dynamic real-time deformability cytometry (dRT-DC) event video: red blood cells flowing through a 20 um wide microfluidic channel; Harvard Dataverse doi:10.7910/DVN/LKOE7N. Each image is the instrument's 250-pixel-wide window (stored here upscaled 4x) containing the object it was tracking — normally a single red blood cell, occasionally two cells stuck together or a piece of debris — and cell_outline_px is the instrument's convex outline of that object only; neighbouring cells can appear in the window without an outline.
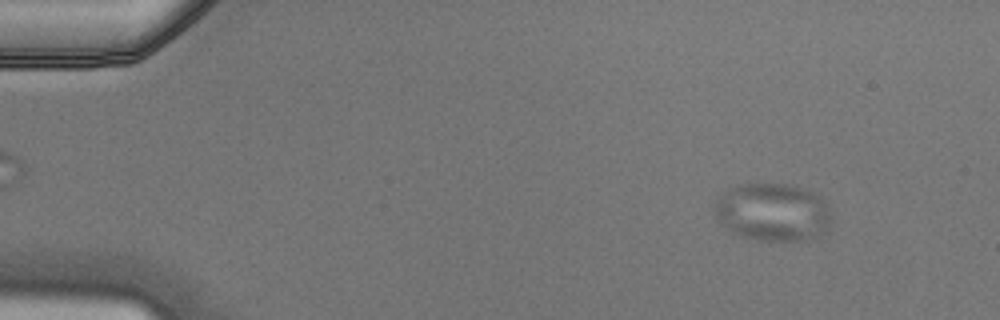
{"species": "Egyptian fruit bat (a non-hibernating species)", "species_latin": "Rousettus aegyptiacus", "temperature_condition": "cold", "stored_images_in_passage": 3, "camera_frame_rate_fps": 3000, "um_per_image_px": 0.085, "animal": {"sex": "male"}, "frame": {"image": 1, "passage_image": 1, "time_ms": 0.0, "image_size_px": [1000, 320], "cell_outline_px": [[832, 220], [824, 232], [820, 236], [808, 240], [760, 240], [744, 236], [732, 232], [720, 224], [712, 212], [716, 200], [720, 192], [728, 188], [740, 184], [784, 184], [800, 188], [812, 192], [820, 196], [828, 204], [832, 212]], "centroid_in_image_um": [65.67, 18.03], "position_along_channel_um": 19.3, "area_um2": 39.88}}